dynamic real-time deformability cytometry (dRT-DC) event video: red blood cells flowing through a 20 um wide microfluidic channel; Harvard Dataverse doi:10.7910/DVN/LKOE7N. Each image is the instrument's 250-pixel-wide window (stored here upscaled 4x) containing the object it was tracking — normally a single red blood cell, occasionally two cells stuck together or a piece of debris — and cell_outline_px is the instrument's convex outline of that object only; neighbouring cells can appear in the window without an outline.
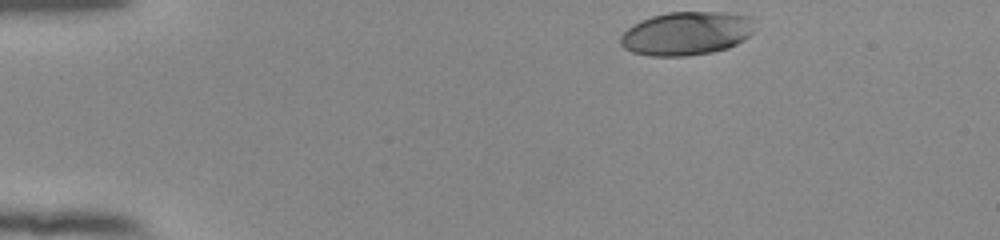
{"species": "human", "species_latin": "Homo sapiens", "temperature_condition": "room temperature", "stored_images_in_passage": 38, "camera_frame_rate_fps": 3000, "um_per_image_px": 0.085, "donor": {"sex": "female"}, "frame": {"image": 1, "passage_image": 1, "time_ms": 0.0, "image_size_px": [1000, 240], "cell_outline_px": [[752, 32], [748, 36], [736, 44], [728, 48], [712, 52], [688, 56], [648, 56], [632, 52], [624, 48], [620, 44], [620, 36], [628, 28], [640, 20], [652, 16], [668, 12], [728, 12], [752, 16]], "centroid_in_image_um": [58.33, 2.84], "position_along_channel_um": 26.7, "area_um2": 34.16}}
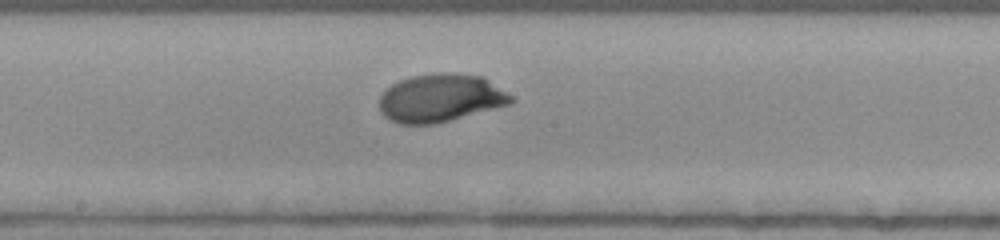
{"frame": {"image": 2, "passage_image": 22, "time_ms": 7.0, "image_size_px": [1000, 240], "cell_outline_px": [[516, 100], [512, 104], [432, 124], [400, 124], [384, 116], [380, 112], [380, 96], [392, 84], [400, 80], [412, 76], [440, 72], [452, 72], [484, 76], [512, 96]], "centroid_in_image_um": [37.47, 8.31], "position_along_channel_um": 210.7, "area_um2": 36.82}}
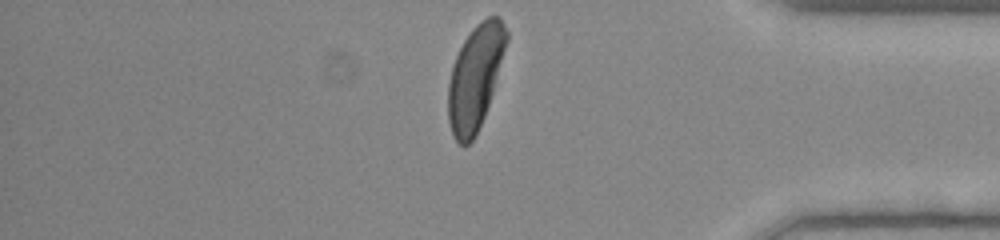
{"frame": {"image": 3, "passage_image": 38, "time_ms": 12.333, "image_size_px": [1000, 240], "cell_outline_px": [[508, 40], [492, 92], [484, 116], [472, 140], [464, 148], [452, 136], [448, 120], [448, 84], [452, 68], [456, 56], [464, 40], [472, 28], [480, 20], [488, 16], [500, 16], [508, 32]], "centroid_in_image_um": [40.38, 6.55], "position_along_channel_um": 394.8, "area_um2": 35.14}, "authors_computed_cell_mechanics": {"area_um2": 36.2695, "velocity_mm_per_s": 3.8496, "shape_relaxation_time_tau1_ms": 2.2467, "shape_relaxation_time_tau2_ms": null, "deformation_change_tau1": 0.1615, "deformation_change_tau2": null}}